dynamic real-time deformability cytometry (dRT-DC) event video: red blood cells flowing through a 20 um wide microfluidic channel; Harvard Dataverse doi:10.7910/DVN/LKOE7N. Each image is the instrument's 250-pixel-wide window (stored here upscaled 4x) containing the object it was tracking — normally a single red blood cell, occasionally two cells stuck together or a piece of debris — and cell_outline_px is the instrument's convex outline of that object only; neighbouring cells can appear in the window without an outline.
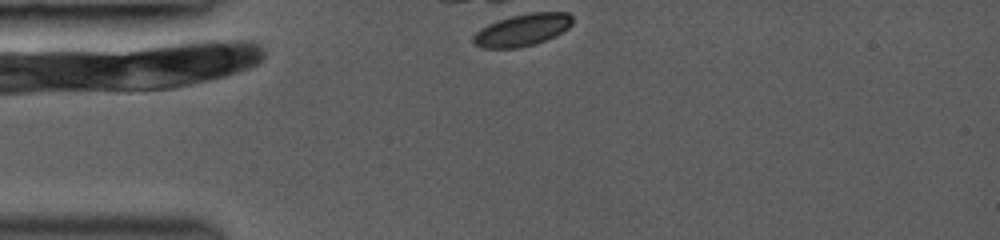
{"species": "common noctule bat (a hibernating species)", "species_latin": "Nyctalus noctula", "temperature_condition": "room temperature", "stored_images_in_passage": 1, "camera_frame_rate_fps": 3000, "um_per_image_px": 0.085, "animal": {"sex": "female", "body_mass_g": 19.0, "forearm_length_mm": 53.3}, "frame": {"image": 1, "passage_image": 1, "time_ms": 0.0, "image_size_px": [1000, 240], "cell_outline_px": [[572, 24], [568, 28], [536, 44], [520, 48], [484, 48], [476, 44], [472, 40], [472, 36], [480, 28], [504, 16], [528, 12], [568, 12], [572, 16]], "centroid_in_image_um": [44.36, 2.52], "position_along_channel_um": 40.6, "area_um2": 18.79}}